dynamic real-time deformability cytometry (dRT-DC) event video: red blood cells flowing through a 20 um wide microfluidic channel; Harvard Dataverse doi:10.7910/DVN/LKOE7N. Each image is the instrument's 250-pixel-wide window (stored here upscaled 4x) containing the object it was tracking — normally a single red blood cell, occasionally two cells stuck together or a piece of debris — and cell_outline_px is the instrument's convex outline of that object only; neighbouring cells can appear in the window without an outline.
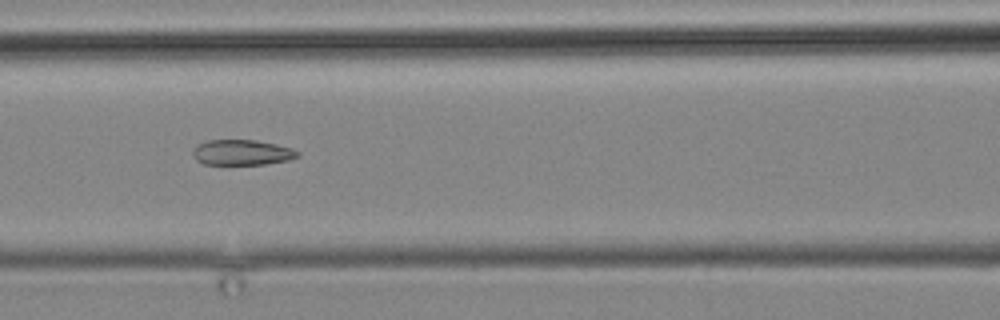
{"species": "common noctule bat (a hibernating species)", "species_latin": "Nyctalus noctula", "temperature_condition": "cold", "stored_images_in_passage": 6, "camera_frame_rate_fps": 3000, "um_per_image_px": 0.085, "animal": {"sex": "male", "body_mass_g": 19.2, "forearm_length_mm": 51.8}, "frame": {"image": 1, "passage_image": 3, "time_ms": 2.333, "image_size_px": [1000, 320], "cell_outline_px": [[300, 156], [288, 160], [264, 164], [204, 164], [196, 160], [192, 156], [192, 152], [200, 144], [208, 140], [256, 140], [276, 144], [292, 148], [300, 152]], "centroid_in_image_um": [20.6, 12.96], "position_along_channel_um": 146.0, "area_um2": 15.43}}
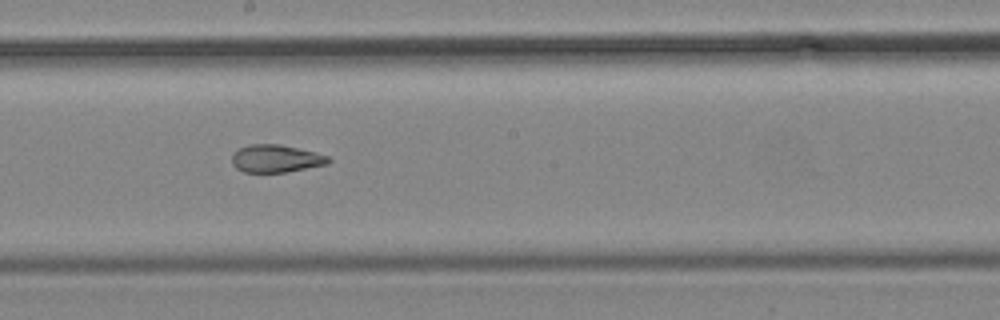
{"frame": {"image": 2, "passage_image": 5, "time_ms": 4.667, "image_size_px": [1000, 320], "cell_outline_px": [[332, 160], [328, 164], [284, 172], [244, 172], [236, 168], [232, 164], [232, 152], [248, 144], [280, 144], [328, 156]], "centroid_in_image_um": [23.41, 13.48], "position_along_channel_um": 224.8, "area_um2": 15.43}}
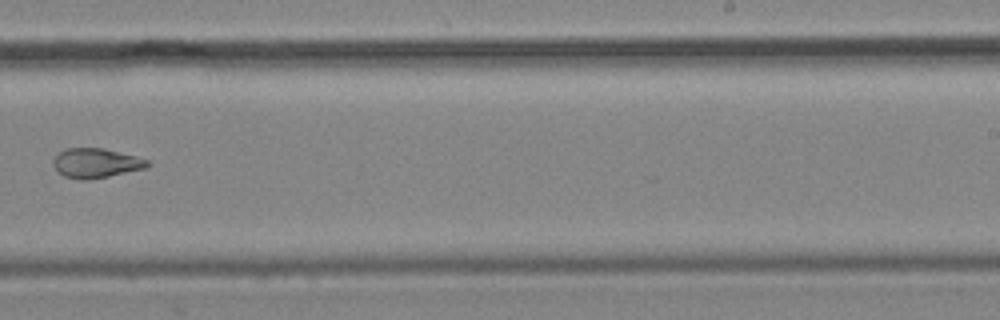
{"frame": {"image": 3, "passage_image": 6, "time_ms": 6.333, "image_size_px": [1000, 320], "cell_outline_px": [[152, 164], [148, 168], [88, 180], [80, 180], [64, 176], [52, 164], [52, 160], [60, 152], [68, 148], [104, 148], [136, 156], [148, 160]], "centroid_in_image_um": [8.2, 13.86], "position_along_channel_um": 280.8, "area_um2": 16.24}}